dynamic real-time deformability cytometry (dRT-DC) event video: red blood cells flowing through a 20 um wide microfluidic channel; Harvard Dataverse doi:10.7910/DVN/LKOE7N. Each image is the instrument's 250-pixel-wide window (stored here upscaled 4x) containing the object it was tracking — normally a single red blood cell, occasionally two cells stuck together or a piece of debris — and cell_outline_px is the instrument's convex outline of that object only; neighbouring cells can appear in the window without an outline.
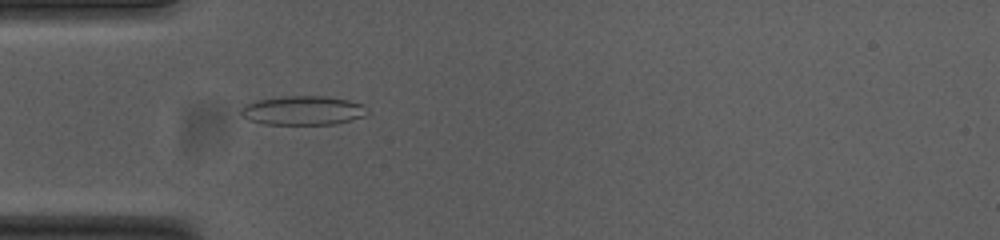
{"species": "common noctule bat (a hibernating species)", "species_latin": "Nyctalus noctula", "temperature_condition": "cold", "stored_images_in_passage": 51, "camera_frame_rate_fps": 3000, "um_per_image_px": 0.085, "animal": {"sex": "female", "body_mass_g": 23.0, "forearm_length_mm": 53.4}, "frame": {"image": 1, "passage_image": 13, "time_ms": 4.0, "image_size_px": [1000, 240], "cell_outline_px": [[368, 112], [364, 116], [352, 120], [336, 124], [264, 124], [248, 120], [240, 116], [240, 108], [244, 104], [256, 100], [284, 96], [328, 96], [348, 100], [364, 104]], "centroid_in_image_um": [25.72, 9.39], "position_along_channel_um": 59.3, "area_um2": 21.73}}
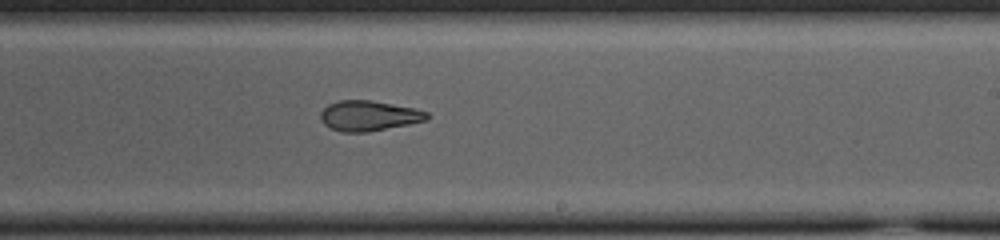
{"frame": {"image": 2, "passage_image": 29, "time_ms": 9.333, "image_size_px": [1000, 240], "cell_outline_px": [[428, 120], [368, 132], [340, 132], [324, 124], [320, 120], [320, 112], [328, 104], [340, 100], [368, 100], [392, 104], [412, 108], [428, 112]], "centroid_in_image_um": [31.31, 9.84], "position_along_channel_um": 257.7, "area_um2": 18.61}}
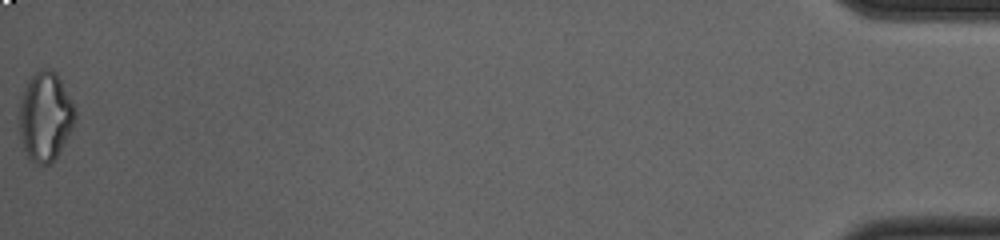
{"frame": {"image": 3, "passage_image": 51, "time_ms": 16.667, "image_size_px": [1000, 240], "cell_outline_px": [[76, 120], [72, 128], [56, 156], [48, 164], [36, 164], [28, 156], [24, 148], [20, 132], [20, 100], [24, 88], [28, 80], [40, 68], [48, 68], [56, 72], [72, 100], [76, 112]], "centroid_in_image_um": [3.86, 9.86], "position_along_channel_um": 431.3, "area_um2": 28.61}, "authors_computed_cell_mechanics": {"area_um2": 20.9236, "velocity_mm_per_s": 3.7644, "shape_relaxation_time_tau1_ms": null, "shape_relaxation_time_tau2_ms": 2.5568, "deformation_change_tau1": null, "deformation_change_tau2": 0.0979}}